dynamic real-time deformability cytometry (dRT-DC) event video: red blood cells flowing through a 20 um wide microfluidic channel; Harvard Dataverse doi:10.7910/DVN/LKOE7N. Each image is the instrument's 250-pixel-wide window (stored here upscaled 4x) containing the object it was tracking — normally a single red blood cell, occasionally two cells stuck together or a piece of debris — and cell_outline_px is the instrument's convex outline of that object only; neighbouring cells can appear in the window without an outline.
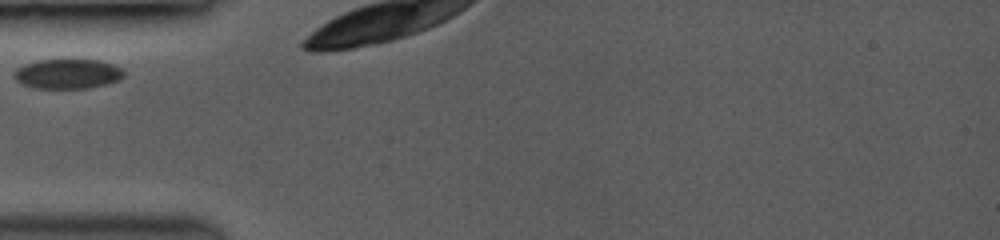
{"species": "common noctule bat (a hibernating species)", "species_latin": "Nyctalus noctula", "temperature_condition": "room temperature", "stored_images_in_passage": 2, "camera_frame_rate_fps": 3500, "um_per_image_px": 0.085, "animal": {"sex": "female", "body_mass_g": 19.0, "forearm_length_mm": 53.3}, "frame": {"image": 1, "passage_image": 1, "time_ms": 0.0, "image_size_px": [1000, 240], "cell_outline_px": [[124, 76], [120, 80], [104, 84], [84, 88], [36, 88], [24, 84], [16, 80], [12, 72], [16, 68], [24, 64], [40, 60], [96, 60], [112, 64], [120, 68], [124, 72]], "centroid_in_image_um": [5.72, 6.27], "position_along_channel_um": 79.3, "area_um2": 18.79}}